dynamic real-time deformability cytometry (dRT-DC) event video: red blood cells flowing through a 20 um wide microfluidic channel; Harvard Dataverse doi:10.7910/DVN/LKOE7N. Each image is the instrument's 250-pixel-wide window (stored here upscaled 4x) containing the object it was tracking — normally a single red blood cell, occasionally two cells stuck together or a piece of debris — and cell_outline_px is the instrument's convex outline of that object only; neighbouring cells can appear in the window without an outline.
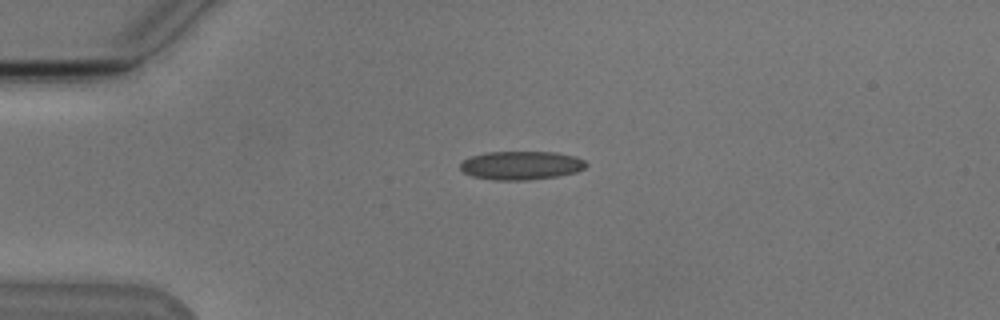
{"species": "Egyptian fruit bat (a non-hibernating species)", "species_latin": "Rousettus aegyptiacus", "temperature_condition": "cold", "stored_images_in_passage": 42, "camera_frame_rate_fps": 3000, "um_per_image_px": 0.085, "animal": {"sex": "male"}, "frame": {"image": 1, "passage_image": 1, "time_ms": 0.0, "image_size_px": [1000, 320], "cell_outline_px": [[588, 164], [584, 168], [576, 172], [556, 176], [528, 180], [492, 180], [472, 176], [464, 172], [460, 168], [460, 164], [464, 160], [472, 156], [484, 152], [560, 152], [576, 156], [584, 160]], "centroid_in_image_um": [44.31, 14.05], "position_along_channel_um": 40.7, "area_um2": 21.04}}
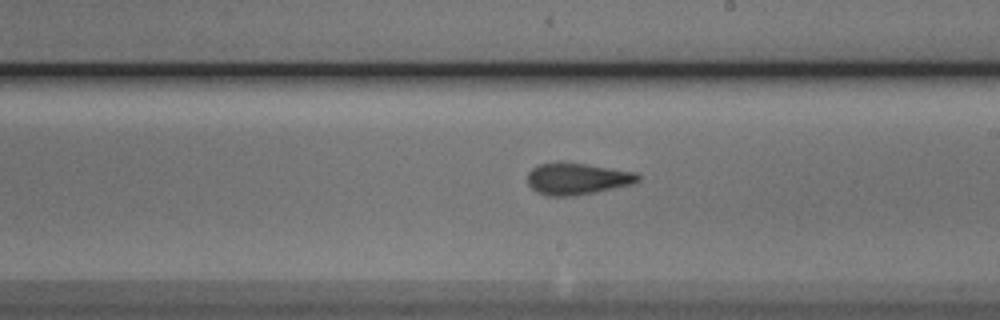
{"frame": {"image": 2, "passage_image": 19, "time_ms": 6.0, "image_size_px": [1000, 320], "cell_outline_px": [[640, 180], [632, 184], [576, 196], [548, 196], [536, 192], [528, 184], [528, 172], [532, 168], [540, 164], [560, 160], [636, 172], [640, 176]], "centroid_in_image_um": [49.03, 15.18], "position_along_channel_um": 240.0, "area_um2": 20.63}}
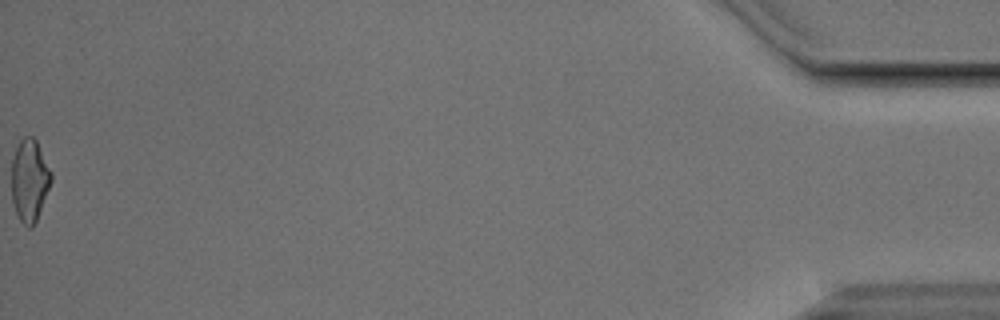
{"frame": {"image": 3, "passage_image": 42, "time_ms": 13.667, "image_size_px": [1000, 320], "cell_outline_px": [[52, 180], [36, 220], [32, 228], [28, 228], [20, 220], [12, 204], [12, 156], [20, 140], [24, 136], [32, 136], [36, 140], [52, 172]], "centroid_in_image_um": [2.5, 15.31], "position_along_channel_um": 432.7, "area_um2": 18.96}, "authors_computed_cell_mechanics": {"area_um2": 19.7965, "velocity_mm_per_s": 3.8202, "shape_relaxation_time_tau1_ms": 11.1023, "shape_relaxation_time_tau2_ms": 2.1257, "deformation_change_tau1": 0.2077, "deformation_change_tau2": 0.0787}}